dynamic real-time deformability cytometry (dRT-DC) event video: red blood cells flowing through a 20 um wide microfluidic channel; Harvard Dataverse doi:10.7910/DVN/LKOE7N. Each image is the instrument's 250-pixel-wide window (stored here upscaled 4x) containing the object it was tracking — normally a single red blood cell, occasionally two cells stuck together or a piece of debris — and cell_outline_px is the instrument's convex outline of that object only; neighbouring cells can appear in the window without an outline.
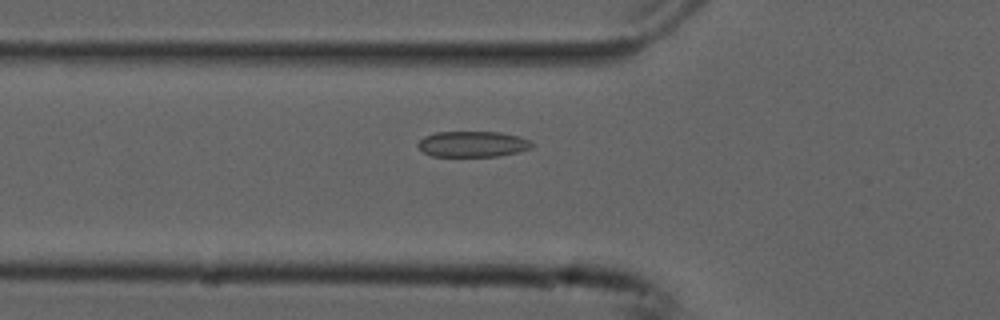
{"species": "common noctule bat (a hibernating species)", "species_latin": "Nyctalus noctula", "temperature_condition": "cold", "stored_images_in_passage": 54, "camera_frame_rate_fps": 3000, "um_per_image_px": 0.085, "animal": {"sex": "male", "forearm_length_mm": 52.5}, "frame": {"image": 1, "passage_image": 19, "time_ms": 6.0, "image_size_px": [1000, 320], "cell_outline_px": [[532, 148], [520, 152], [500, 156], [432, 156], [424, 152], [416, 144], [424, 136], [436, 132], [500, 132], [516, 136], [528, 140], [532, 144]], "centroid_in_image_um": [40.17, 12.25], "position_along_channel_um": 85.6, "area_um2": 17.05}}
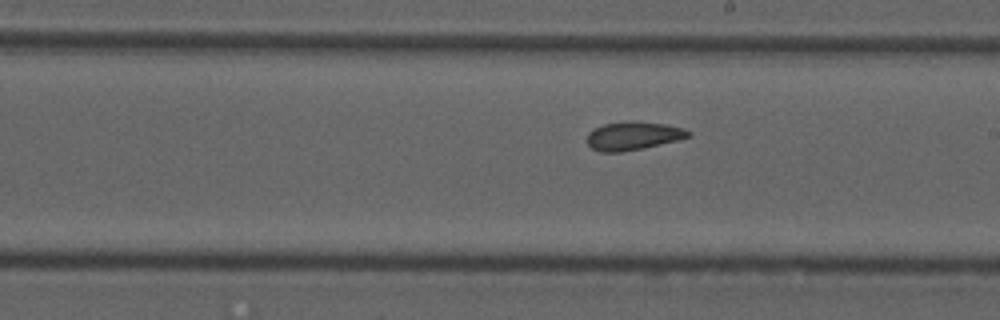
{"frame": {"image": 2, "passage_image": 31, "time_ms": 10.0, "image_size_px": [1000, 320], "cell_outline_px": [[692, 136], [676, 140], [640, 148], [620, 152], [600, 152], [592, 148], [588, 144], [588, 132], [604, 124], [632, 120], [668, 124], [684, 128], [692, 132]], "centroid_in_image_um": [53.84, 11.52], "position_along_channel_um": 235.2, "area_um2": 16.65}}
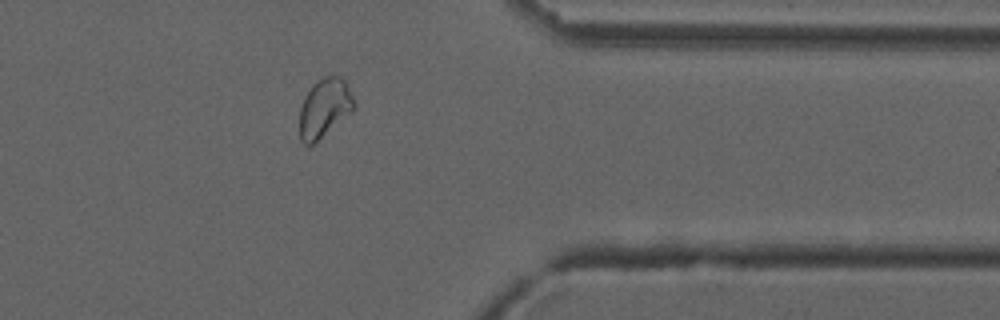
{"frame": {"image": 3, "passage_image": 44, "time_ms": 14.333, "image_size_px": [1000, 320], "cell_outline_px": [[356, 108], [352, 112], [312, 144], [304, 144], [300, 140], [300, 108], [304, 96], [308, 88], [316, 80], [324, 76], [340, 76], [348, 84], [356, 104]], "centroid_in_image_um": [27.59, 9.13], "position_along_channel_um": 383.8, "area_um2": 18.79}, "authors_computed_cell_mechanics": {"area_um2": 18.2937, "velocity_mm_per_s": 3.7346, "shape_relaxation_time_tau1_ms": null, "shape_relaxation_time_tau2_ms": 2.3457, "deformation_change_tau1": null, "deformation_change_tau2": 0.0724}}